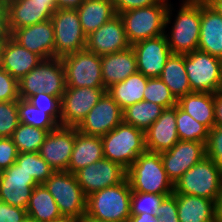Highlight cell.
<instances>
[{"instance_id":"f5cc1de1","label":"cell","mask_w":222,"mask_h":222,"mask_svg":"<svg viewBox=\"0 0 222 222\" xmlns=\"http://www.w3.org/2000/svg\"><path fill=\"white\" fill-rule=\"evenodd\" d=\"M215 222H222V193L215 201Z\"/></svg>"},{"instance_id":"1f68e13d","label":"cell","mask_w":222,"mask_h":222,"mask_svg":"<svg viewBox=\"0 0 222 222\" xmlns=\"http://www.w3.org/2000/svg\"><path fill=\"white\" fill-rule=\"evenodd\" d=\"M26 211L36 222H50L62 218L53 196L43 184L33 188Z\"/></svg>"},{"instance_id":"9c48e42d","label":"cell","mask_w":222,"mask_h":222,"mask_svg":"<svg viewBox=\"0 0 222 222\" xmlns=\"http://www.w3.org/2000/svg\"><path fill=\"white\" fill-rule=\"evenodd\" d=\"M185 69L192 92L216 94L222 90V60L195 50L185 54Z\"/></svg>"},{"instance_id":"c3c4849f","label":"cell","mask_w":222,"mask_h":222,"mask_svg":"<svg viewBox=\"0 0 222 222\" xmlns=\"http://www.w3.org/2000/svg\"><path fill=\"white\" fill-rule=\"evenodd\" d=\"M10 37L7 7L0 3V40H8Z\"/></svg>"},{"instance_id":"2e32d148","label":"cell","mask_w":222,"mask_h":222,"mask_svg":"<svg viewBox=\"0 0 222 222\" xmlns=\"http://www.w3.org/2000/svg\"><path fill=\"white\" fill-rule=\"evenodd\" d=\"M160 154L168 178L175 184L188 169L206 157V144L179 140Z\"/></svg>"},{"instance_id":"ee69618b","label":"cell","mask_w":222,"mask_h":222,"mask_svg":"<svg viewBox=\"0 0 222 222\" xmlns=\"http://www.w3.org/2000/svg\"><path fill=\"white\" fill-rule=\"evenodd\" d=\"M159 222H180L177 210V194L166 196L156 212Z\"/></svg>"},{"instance_id":"8fae6325","label":"cell","mask_w":222,"mask_h":222,"mask_svg":"<svg viewBox=\"0 0 222 222\" xmlns=\"http://www.w3.org/2000/svg\"><path fill=\"white\" fill-rule=\"evenodd\" d=\"M61 59L66 87H104L101 56L83 49Z\"/></svg>"},{"instance_id":"52a82bcc","label":"cell","mask_w":222,"mask_h":222,"mask_svg":"<svg viewBox=\"0 0 222 222\" xmlns=\"http://www.w3.org/2000/svg\"><path fill=\"white\" fill-rule=\"evenodd\" d=\"M174 193L195 195L216 201L222 193V171L206 156L176 181Z\"/></svg>"},{"instance_id":"f6af8a7d","label":"cell","mask_w":222,"mask_h":222,"mask_svg":"<svg viewBox=\"0 0 222 222\" xmlns=\"http://www.w3.org/2000/svg\"><path fill=\"white\" fill-rule=\"evenodd\" d=\"M18 153L11 137L0 138V172L16 162Z\"/></svg>"},{"instance_id":"bcb514c9","label":"cell","mask_w":222,"mask_h":222,"mask_svg":"<svg viewBox=\"0 0 222 222\" xmlns=\"http://www.w3.org/2000/svg\"><path fill=\"white\" fill-rule=\"evenodd\" d=\"M25 216H27L26 209L0 201V222H20Z\"/></svg>"},{"instance_id":"4fadbf2b","label":"cell","mask_w":222,"mask_h":222,"mask_svg":"<svg viewBox=\"0 0 222 222\" xmlns=\"http://www.w3.org/2000/svg\"><path fill=\"white\" fill-rule=\"evenodd\" d=\"M86 197L103 188L122 183L127 170L120 164L103 158L74 173Z\"/></svg>"},{"instance_id":"44dd1931","label":"cell","mask_w":222,"mask_h":222,"mask_svg":"<svg viewBox=\"0 0 222 222\" xmlns=\"http://www.w3.org/2000/svg\"><path fill=\"white\" fill-rule=\"evenodd\" d=\"M11 38L25 49L34 52L43 59L54 58V28L51 19L31 26L18 28Z\"/></svg>"},{"instance_id":"91938a15","label":"cell","mask_w":222,"mask_h":222,"mask_svg":"<svg viewBox=\"0 0 222 222\" xmlns=\"http://www.w3.org/2000/svg\"><path fill=\"white\" fill-rule=\"evenodd\" d=\"M10 0H0V3L6 4L7 2H9Z\"/></svg>"},{"instance_id":"11a10c76","label":"cell","mask_w":222,"mask_h":222,"mask_svg":"<svg viewBox=\"0 0 222 222\" xmlns=\"http://www.w3.org/2000/svg\"><path fill=\"white\" fill-rule=\"evenodd\" d=\"M50 222H80V220L73 219V218L62 217L60 219H57V220H54V221H50Z\"/></svg>"},{"instance_id":"74e56055","label":"cell","mask_w":222,"mask_h":222,"mask_svg":"<svg viewBox=\"0 0 222 222\" xmlns=\"http://www.w3.org/2000/svg\"><path fill=\"white\" fill-rule=\"evenodd\" d=\"M143 93V100L156 103L164 109L172 108L177 105V99L159 77L148 78Z\"/></svg>"},{"instance_id":"277c9868","label":"cell","mask_w":222,"mask_h":222,"mask_svg":"<svg viewBox=\"0 0 222 222\" xmlns=\"http://www.w3.org/2000/svg\"><path fill=\"white\" fill-rule=\"evenodd\" d=\"M101 139L104 158L120 164L126 170L146 150L144 131L124 121Z\"/></svg>"},{"instance_id":"7dc6e473","label":"cell","mask_w":222,"mask_h":222,"mask_svg":"<svg viewBox=\"0 0 222 222\" xmlns=\"http://www.w3.org/2000/svg\"><path fill=\"white\" fill-rule=\"evenodd\" d=\"M160 1L161 0H112L117 14L131 9L153 6L158 4Z\"/></svg>"},{"instance_id":"cb8c5ba5","label":"cell","mask_w":222,"mask_h":222,"mask_svg":"<svg viewBox=\"0 0 222 222\" xmlns=\"http://www.w3.org/2000/svg\"><path fill=\"white\" fill-rule=\"evenodd\" d=\"M42 61L41 56L25 49L10 37L4 44L0 67L19 81Z\"/></svg>"},{"instance_id":"4316f807","label":"cell","mask_w":222,"mask_h":222,"mask_svg":"<svg viewBox=\"0 0 222 222\" xmlns=\"http://www.w3.org/2000/svg\"><path fill=\"white\" fill-rule=\"evenodd\" d=\"M177 105L209 130L215 126V94L191 92L180 97Z\"/></svg>"},{"instance_id":"484cf974","label":"cell","mask_w":222,"mask_h":222,"mask_svg":"<svg viewBox=\"0 0 222 222\" xmlns=\"http://www.w3.org/2000/svg\"><path fill=\"white\" fill-rule=\"evenodd\" d=\"M103 158V144L101 137L80 133L76 127V139L67 172L74 174L81 168Z\"/></svg>"},{"instance_id":"680465c9","label":"cell","mask_w":222,"mask_h":222,"mask_svg":"<svg viewBox=\"0 0 222 222\" xmlns=\"http://www.w3.org/2000/svg\"><path fill=\"white\" fill-rule=\"evenodd\" d=\"M80 222H105V221H98L84 217Z\"/></svg>"},{"instance_id":"816d5d0a","label":"cell","mask_w":222,"mask_h":222,"mask_svg":"<svg viewBox=\"0 0 222 222\" xmlns=\"http://www.w3.org/2000/svg\"><path fill=\"white\" fill-rule=\"evenodd\" d=\"M129 222H159V219L155 215L143 213L139 215H131Z\"/></svg>"},{"instance_id":"e0dca14e","label":"cell","mask_w":222,"mask_h":222,"mask_svg":"<svg viewBox=\"0 0 222 222\" xmlns=\"http://www.w3.org/2000/svg\"><path fill=\"white\" fill-rule=\"evenodd\" d=\"M5 6L11 33L18 28L47 21L57 10L55 0H10Z\"/></svg>"},{"instance_id":"f1b7e54d","label":"cell","mask_w":222,"mask_h":222,"mask_svg":"<svg viewBox=\"0 0 222 222\" xmlns=\"http://www.w3.org/2000/svg\"><path fill=\"white\" fill-rule=\"evenodd\" d=\"M76 10L86 36L117 15L112 0H85Z\"/></svg>"},{"instance_id":"ffe728a7","label":"cell","mask_w":222,"mask_h":222,"mask_svg":"<svg viewBox=\"0 0 222 222\" xmlns=\"http://www.w3.org/2000/svg\"><path fill=\"white\" fill-rule=\"evenodd\" d=\"M129 47L131 44L128 42L119 14L87 36L86 49L99 56L126 50Z\"/></svg>"},{"instance_id":"7402d4cb","label":"cell","mask_w":222,"mask_h":222,"mask_svg":"<svg viewBox=\"0 0 222 222\" xmlns=\"http://www.w3.org/2000/svg\"><path fill=\"white\" fill-rule=\"evenodd\" d=\"M144 136L146 150L157 153L170 150L180 140L177 133L176 105L164 109L144 132Z\"/></svg>"},{"instance_id":"6da1fadb","label":"cell","mask_w":222,"mask_h":222,"mask_svg":"<svg viewBox=\"0 0 222 222\" xmlns=\"http://www.w3.org/2000/svg\"><path fill=\"white\" fill-rule=\"evenodd\" d=\"M177 15L172 21L173 6L169 3L165 28L167 43L173 54H187L197 50L201 29V1L182 0ZM173 10V11H172Z\"/></svg>"},{"instance_id":"7bdbcfd3","label":"cell","mask_w":222,"mask_h":222,"mask_svg":"<svg viewBox=\"0 0 222 222\" xmlns=\"http://www.w3.org/2000/svg\"><path fill=\"white\" fill-rule=\"evenodd\" d=\"M18 99V81L0 67V101H13Z\"/></svg>"},{"instance_id":"6f0895ef","label":"cell","mask_w":222,"mask_h":222,"mask_svg":"<svg viewBox=\"0 0 222 222\" xmlns=\"http://www.w3.org/2000/svg\"><path fill=\"white\" fill-rule=\"evenodd\" d=\"M20 222H36V221L27 215Z\"/></svg>"},{"instance_id":"ab89813d","label":"cell","mask_w":222,"mask_h":222,"mask_svg":"<svg viewBox=\"0 0 222 222\" xmlns=\"http://www.w3.org/2000/svg\"><path fill=\"white\" fill-rule=\"evenodd\" d=\"M19 124L17 100L0 101V138H10Z\"/></svg>"},{"instance_id":"d590c367","label":"cell","mask_w":222,"mask_h":222,"mask_svg":"<svg viewBox=\"0 0 222 222\" xmlns=\"http://www.w3.org/2000/svg\"><path fill=\"white\" fill-rule=\"evenodd\" d=\"M176 124L180 140L207 143L209 129L193 119L178 105H176Z\"/></svg>"},{"instance_id":"5b68a950","label":"cell","mask_w":222,"mask_h":222,"mask_svg":"<svg viewBox=\"0 0 222 222\" xmlns=\"http://www.w3.org/2000/svg\"><path fill=\"white\" fill-rule=\"evenodd\" d=\"M19 98L28 99L37 93L62 98L65 92V72L61 58L43 61L18 81Z\"/></svg>"},{"instance_id":"3957f363","label":"cell","mask_w":222,"mask_h":222,"mask_svg":"<svg viewBox=\"0 0 222 222\" xmlns=\"http://www.w3.org/2000/svg\"><path fill=\"white\" fill-rule=\"evenodd\" d=\"M132 191L151 194H173L174 184L164 169L161 154L145 150L127 170Z\"/></svg>"},{"instance_id":"8d00e7d4","label":"cell","mask_w":222,"mask_h":222,"mask_svg":"<svg viewBox=\"0 0 222 222\" xmlns=\"http://www.w3.org/2000/svg\"><path fill=\"white\" fill-rule=\"evenodd\" d=\"M16 163L21 166L35 182L43 184L55 171L39 155V153H18Z\"/></svg>"},{"instance_id":"4dcf8cb0","label":"cell","mask_w":222,"mask_h":222,"mask_svg":"<svg viewBox=\"0 0 222 222\" xmlns=\"http://www.w3.org/2000/svg\"><path fill=\"white\" fill-rule=\"evenodd\" d=\"M147 82L148 77L137 72L130 75L124 81L112 84L106 91L124 110L130 105L143 101V92Z\"/></svg>"},{"instance_id":"db71d44e","label":"cell","mask_w":222,"mask_h":222,"mask_svg":"<svg viewBox=\"0 0 222 222\" xmlns=\"http://www.w3.org/2000/svg\"><path fill=\"white\" fill-rule=\"evenodd\" d=\"M222 16V0H206Z\"/></svg>"},{"instance_id":"9f6ffc18","label":"cell","mask_w":222,"mask_h":222,"mask_svg":"<svg viewBox=\"0 0 222 222\" xmlns=\"http://www.w3.org/2000/svg\"><path fill=\"white\" fill-rule=\"evenodd\" d=\"M5 42H6V40H0V64H1L2 51H3V47H4Z\"/></svg>"},{"instance_id":"d6a6232c","label":"cell","mask_w":222,"mask_h":222,"mask_svg":"<svg viewBox=\"0 0 222 222\" xmlns=\"http://www.w3.org/2000/svg\"><path fill=\"white\" fill-rule=\"evenodd\" d=\"M163 110L162 106L143 100L123 110V121L145 132L159 118Z\"/></svg>"},{"instance_id":"f35d334b","label":"cell","mask_w":222,"mask_h":222,"mask_svg":"<svg viewBox=\"0 0 222 222\" xmlns=\"http://www.w3.org/2000/svg\"><path fill=\"white\" fill-rule=\"evenodd\" d=\"M170 194H151L144 192H131V215L148 213L155 215L163 199Z\"/></svg>"},{"instance_id":"ac0fdd59","label":"cell","mask_w":222,"mask_h":222,"mask_svg":"<svg viewBox=\"0 0 222 222\" xmlns=\"http://www.w3.org/2000/svg\"><path fill=\"white\" fill-rule=\"evenodd\" d=\"M131 47L136 55L138 72L148 78L159 77L172 54L165 34L138 41Z\"/></svg>"},{"instance_id":"d4e9b609","label":"cell","mask_w":222,"mask_h":222,"mask_svg":"<svg viewBox=\"0 0 222 222\" xmlns=\"http://www.w3.org/2000/svg\"><path fill=\"white\" fill-rule=\"evenodd\" d=\"M101 66L103 85L106 89L138 72L136 55L132 47L101 56Z\"/></svg>"},{"instance_id":"603a6c76","label":"cell","mask_w":222,"mask_h":222,"mask_svg":"<svg viewBox=\"0 0 222 222\" xmlns=\"http://www.w3.org/2000/svg\"><path fill=\"white\" fill-rule=\"evenodd\" d=\"M197 50L222 60V16L201 1V29Z\"/></svg>"},{"instance_id":"60d3db41","label":"cell","mask_w":222,"mask_h":222,"mask_svg":"<svg viewBox=\"0 0 222 222\" xmlns=\"http://www.w3.org/2000/svg\"><path fill=\"white\" fill-rule=\"evenodd\" d=\"M36 108L48 113L59 125L61 121V98L47 93H37L27 99Z\"/></svg>"},{"instance_id":"b9f144b4","label":"cell","mask_w":222,"mask_h":222,"mask_svg":"<svg viewBox=\"0 0 222 222\" xmlns=\"http://www.w3.org/2000/svg\"><path fill=\"white\" fill-rule=\"evenodd\" d=\"M206 156L213 160L222 171V127L214 126L209 130Z\"/></svg>"},{"instance_id":"e575fe53","label":"cell","mask_w":222,"mask_h":222,"mask_svg":"<svg viewBox=\"0 0 222 222\" xmlns=\"http://www.w3.org/2000/svg\"><path fill=\"white\" fill-rule=\"evenodd\" d=\"M19 123L49 131L55 130L60 125L45 111L36 108L26 99L17 100Z\"/></svg>"},{"instance_id":"7c38bea8","label":"cell","mask_w":222,"mask_h":222,"mask_svg":"<svg viewBox=\"0 0 222 222\" xmlns=\"http://www.w3.org/2000/svg\"><path fill=\"white\" fill-rule=\"evenodd\" d=\"M106 90L105 87H66L61 98L60 126L78 127Z\"/></svg>"},{"instance_id":"30bf717a","label":"cell","mask_w":222,"mask_h":222,"mask_svg":"<svg viewBox=\"0 0 222 222\" xmlns=\"http://www.w3.org/2000/svg\"><path fill=\"white\" fill-rule=\"evenodd\" d=\"M51 21L55 39L54 57L62 58L86 49L87 36L82 30L76 9H57L53 13Z\"/></svg>"},{"instance_id":"5bb4252c","label":"cell","mask_w":222,"mask_h":222,"mask_svg":"<svg viewBox=\"0 0 222 222\" xmlns=\"http://www.w3.org/2000/svg\"><path fill=\"white\" fill-rule=\"evenodd\" d=\"M123 121V110L106 91L77 127L80 133L104 136Z\"/></svg>"},{"instance_id":"f907efd6","label":"cell","mask_w":222,"mask_h":222,"mask_svg":"<svg viewBox=\"0 0 222 222\" xmlns=\"http://www.w3.org/2000/svg\"><path fill=\"white\" fill-rule=\"evenodd\" d=\"M84 1L85 0H55L57 3V9H77Z\"/></svg>"},{"instance_id":"7a4b0ae2","label":"cell","mask_w":222,"mask_h":222,"mask_svg":"<svg viewBox=\"0 0 222 222\" xmlns=\"http://www.w3.org/2000/svg\"><path fill=\"white\" fill-rule=\"evenodd\" d=\"M131 188L127 178L87 197L85 218L105 222H129Z\"/></svg>"},{"instance_id":"83f0119b","label":"cell","mask_w":222,"mask_h":222,"mask_svg":"<svg viewBox=\"0 0 222 222\" xmlns=\"http://www.w3.org/2000/svg\"><path fill=\"white\" fill-rule=\"evenodd\" d=\"M180 222H215V201L195 195L177 194Z\"/></svg>"},{"instance_id":"f546056e","label":"cell","mask_w":222,"mask_h":222,"mask_svg":"<svg viewBox=\"0 0 222 222\" xmlns=\"http://www.w3.org/2000/svg\"><path fill=\"white\" fill-rule=\"evenodd\" d=\"M159 78L168 86L177 100L192 92L185 69V54L172 53Z\"/></svg>"},{"instance_id":"8992f818","label":"cell","mask_w":222,"mask_h":222,"mask_svg":"<svg viewBox=\"0 0 222 222\" xmlns=\"http://www.w3.org/2000/svg\"><path fill=\"white\" fill-rule=\"evenodd\" d=\"M169 0H161L153 6L131 9L119 13L126 37L132 45L138 41L154 38L165 33Z\"/></svg>"},{"instance_id":"9a60e30c","label":"cell","mask_w":222,"mask_h":222,"mask_svg":"<svg viewBox=\"0 0 222 222\" xmlns=\"http://www.w3.org/2000/svg\"><path fill=\"white\" fill-rule=\"evenodd\" d=\"M76 139V127L59 126L49 131L39 155L56 171H67Z\"/></svg>"},{"instance_id":"681fc988","label":"cell","mask_w":222,"mask_h":222,"mask_svg":"<svg viewBox=\"0 0 222 222\" xmlns=\"http://www.w3.org/2000/svg\"><path fill=\"white\" fill-rule=\"evenodd\" d=\"M215 126L222 127V90L215 94Z\"/></svg>"},{"instance_id":"ba28073f","label":"cell","mask_w":222,"mask_h":222,"mask_svg":"<svg viewBox=\"0 0 222 222\" xmlns=\"http://www.w3.org/2000/svg\"><path fill=\"white\" fill-rule=\"evenodd\" d=\"M43 185L53 196L62 217L80 221L85 217L87 197L74 174L56 171Z\"/></svg>"},{"instance_id":"836d02e7","label":"cell","mask_w":222,"mask_h":222,"mask_svg":"<svg viewBox=\"0 0 222 222\" xmlns=\"http://www.w3.org/2000/svg\"><path fill=\"white\" fill-rule=\"evenodd\" d=\"M48 133L47 130L19 123L11 138L19 153H37Z\"/></svg>"},{"instance_id":"d6986e66","label":"cell","mask_w":222,"mask_h":222,"mask_svg":"<svg viewBox=\"0 0 222 222\" xmlns=\"http://www.w3.org/2000/svg\"><path fill=\"white\" fill-rule=\"evenodd\" d=\"M38 184L16 162L0 172V201L27 208L32 190Z\"/></svg>"}]
</instances>
